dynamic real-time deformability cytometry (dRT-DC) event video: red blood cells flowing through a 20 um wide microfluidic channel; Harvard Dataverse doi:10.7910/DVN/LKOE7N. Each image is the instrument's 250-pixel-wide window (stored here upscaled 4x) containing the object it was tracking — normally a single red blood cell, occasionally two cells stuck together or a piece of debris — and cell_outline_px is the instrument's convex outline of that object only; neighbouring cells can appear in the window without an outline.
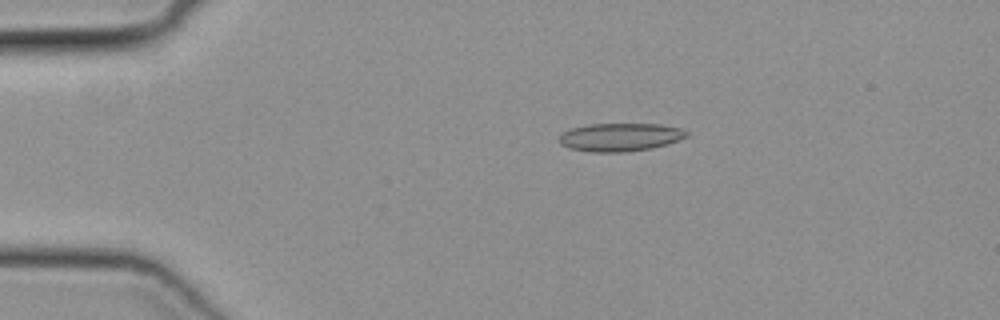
{"species": "common noctule bat (a hibernating species)", "species_latin": "Nyctalus noctula", "temperature_condition": "cold", "stored_images_in_passage": 43, "camera_frame_rate_fps": 3000, "um_per_image_px": 0.085, "animal": {"sex": "female", "body_mass_g": 19.3, "forearm_length_mm": 54.1}, "frame": {"image": 1, "passage_image": 4, "time_ms": 1.0, "image_size_px": [1000, 320], "cell_outline_px": [[688, 136], [668, 144], [652, 148], [624, 152], [592, 152], [572, 148], [560, 144], [560, 136], [564, 132], [572, 128], [588, 124], [660, 124], [680, 128], [688, 132]], "centroid_in_image_um": [52.75, 11.65], "position_along_channel_um": 32.3, "area_um2": 20.75}}
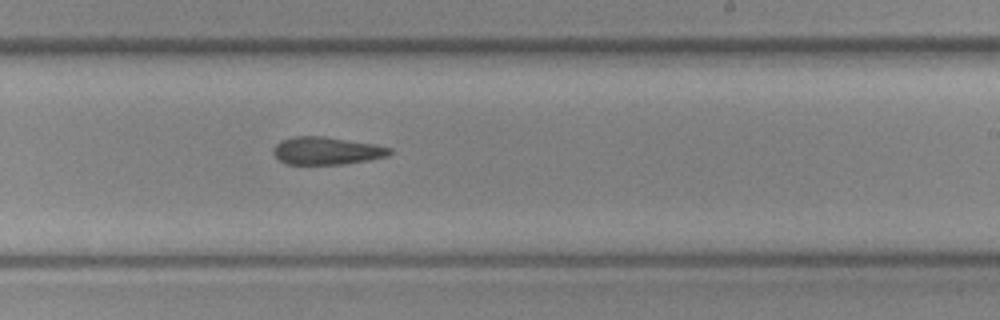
{"frame": {"image": 2, "passage_image": 24, "time_ms": 7.667, "image_size_px": [1000, 320], "cell_outline_px": [[392, 152], [388, 156], [368, 160], [340, 164], [284, 164], [272, 152], [272, 148], [280, 140], [292, 136], [324, 136], [376, 144], [392, 148]], "centroid_in_image_um": [27.75, 12.8], "position_along_channel_um": 261.3, "area_um2": 18.9}}
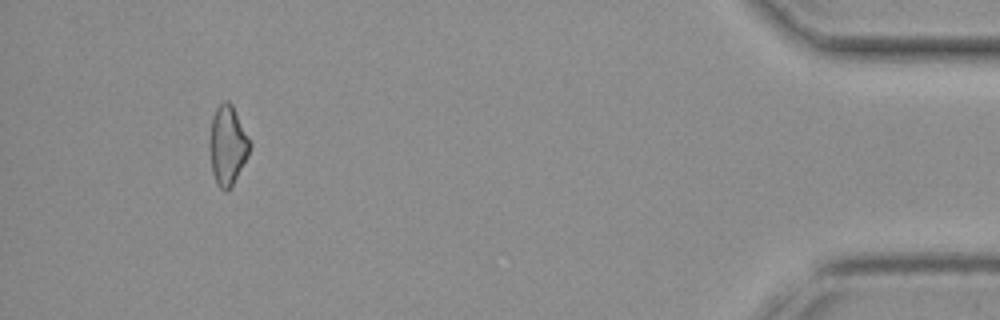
{"frame": {"image": 3, "passage_image": 40, "time_ms": 13.0, "image_size_px": [1000, 320], "cell_outline_px": [[252, 144], [248, 156], [232, 184], [224, 192], [216, 184], [212, 172], [208, 144], [212, 116], [216, 108], [224, 100], [228, 100], [232, 104]], "centroid_in_image_um": [19.32, 12.33], "position_along_channel_um": 415.9, "area_um2": 18.67}}